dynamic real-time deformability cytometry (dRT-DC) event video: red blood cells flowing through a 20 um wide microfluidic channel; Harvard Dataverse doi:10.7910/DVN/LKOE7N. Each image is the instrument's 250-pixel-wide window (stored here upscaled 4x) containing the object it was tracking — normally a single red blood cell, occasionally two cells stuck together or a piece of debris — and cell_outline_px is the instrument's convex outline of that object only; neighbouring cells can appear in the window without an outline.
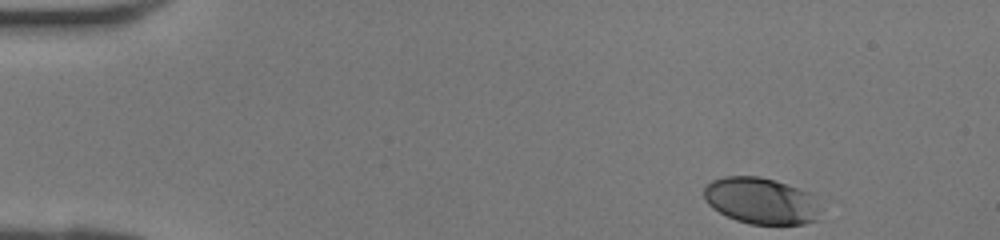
{"species": "human", "species_latin": "Homo sapiens", "temperature_condition": "room temperature", "stored_images_in_passage": 38, "camera_frame_rate_fps": 3000, "um_per_image_px": 0.085, "donor": {"sex": "female"}, "frame": {"image": 1, "passage_image": 1, "time_ms": 0.0, "image_size_px": [1000, 240], "cell_outline_px": [[816, 220], [804, 224], [752, 224], [736, 220], [712, 208], [704, 200], [704, 188], [712, 180], [724, 176], [760, 176], [776, 180], [800, 188], [808, 192], [812, 196], [816, 212]], "centroid_in_image_um": [64.61, 17.05], "position_along_channel_um": 20.4, "area_um2": 31.15}}
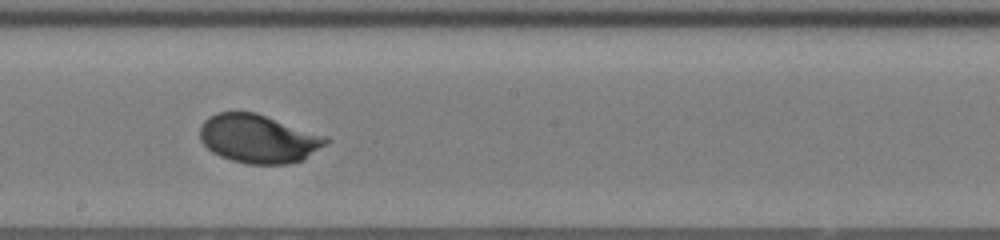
{"frame": {"image": 2, "passage_image": 20, "time_ms": 6.333, "image_size_px": [1000, 240], "cell_outline_px": [[332, 140], [328, 144], [304, 160], [288, 164], [248, 164], [232, 160], [220, 156], [212, 152], [200, 140], [200, 124], [208, 116], [216, 112], [256, 112], [328, 136]], "centroid_in_image_um": [22.01, 11.79], "position_along_channel_um": 226.2, "area_um2": 36.18}}
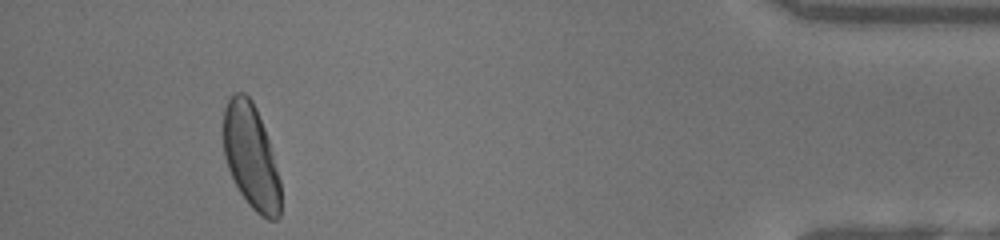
{"frame": {"image": 3, "passage_image": 35, "time_ms": 11.333, "image_size_px": [1000, 240], "cell_outline_px": [[280, 216], [276, 220], [268, 220], [260, 216], [248, 204], [240, 192], [228, 168], [224, 156], [224, 108], [228, 100], [236, 92], [244, 92], [252, 100], [256, 108], [264, 128], [268, 140], [280, 180]], "centroid_in_image_um": [21.34, 13.33], "position_along_channel_um": 413.9, "area_um2": 34.56}}